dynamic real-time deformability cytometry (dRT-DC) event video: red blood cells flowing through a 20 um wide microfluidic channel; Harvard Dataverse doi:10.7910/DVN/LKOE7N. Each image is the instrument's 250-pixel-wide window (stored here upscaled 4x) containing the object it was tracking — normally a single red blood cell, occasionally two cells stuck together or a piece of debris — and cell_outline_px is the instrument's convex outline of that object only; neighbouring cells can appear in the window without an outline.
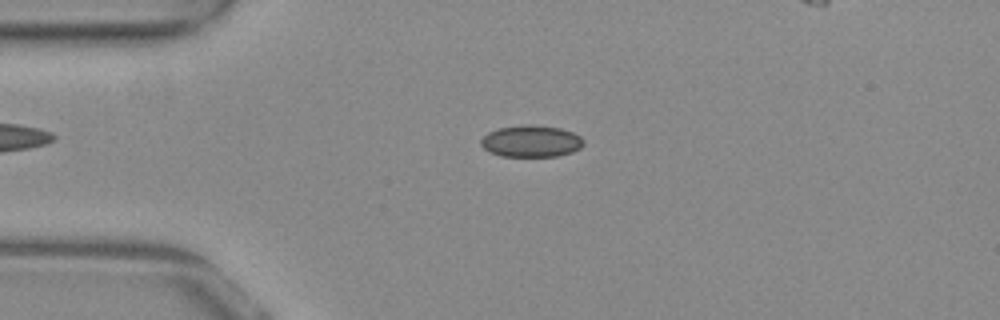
{"species": "common noctule bat (a hibernating species)", "species_latin": "Nyctalus noctula", "temperature_condition": "warm", "stored_images_in_passage": 53, "camera_frame_rate_fps": 3000, "um_per_image_px": 0.085, "animal": {"sex": "female", "body_mass_g": 29.2, "forearm_length_mm": 56.3}, "frame": {"image": 1, "passage_image": 12, "time_ms": 3.667, "image_size_px": [1000, 320], "cell_outline_px": [[584, 144], [580, 148], [572, 152], [556, 156], [500, 156], [484, 148], [480, 144], [480, 140], [488, 132], [500, 128], [524, 124], [532, 124], [560, 128], [572, 132], [580, 136], [584, 140]], "centroid_in_image_um": [45.16, 11.99], "position_along_channel_um": 39.8, "area_um2": 18.96}}
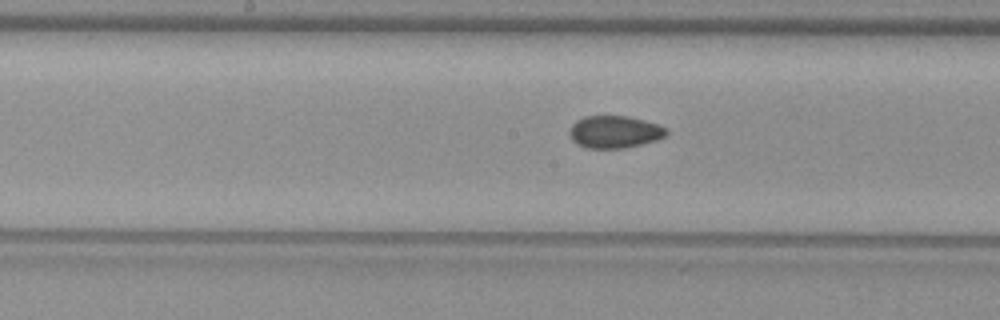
{"frame": {"image": 2, "passage_image": 26, "time_ms": 8.333, "image_size_px": [1000, 320], "cell_outline_px": [[668, 132], [664, 136], [656, 140], [624, 148], [584, 148], [576, 144], [568, 136], [568, 132], [572, 124], [576, 120], [584, 116], [628, 116], [644, 120], [668, 128]], "centroid_in_image_um": [52.19, 11.21], "position_along_channel_um": 196.0, "area_um2": 18.38}}
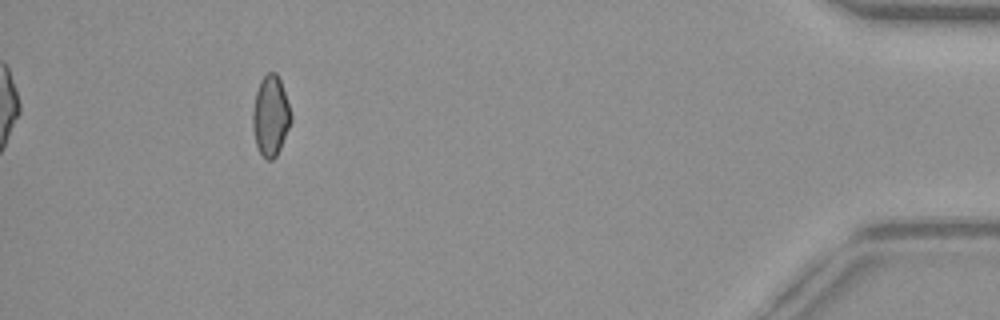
{"frame": {"image": 3, "passage_image": 48, "time_ms": 15.667, "image_size_px": [1000, 320], "cell_outline_px": [[292, 120], [280, 148], [276, 156], [272, 160], [268, 160], [260, 152], [256, 144], [252, 124], [252, 108], [256, 92], [260, 80], [268, 72], [276, 72], [280, 80], [292, 116]], "centroid_in_image_um": [22.99, 9.83], "position_along_channel_um": 412.2, "area_um2": 17.74}, "authors_computed_cell_mechanics": {"area_um2": 18.2648, "velocity_mm_per_s": 3.8767, "shape_relaxation_time_tau1_ms": null, "shape_relaxation_time_tau2_ms": 3.0054, "deformation_change_tau1": null, "deformation_change_tau2": 0.0516}}